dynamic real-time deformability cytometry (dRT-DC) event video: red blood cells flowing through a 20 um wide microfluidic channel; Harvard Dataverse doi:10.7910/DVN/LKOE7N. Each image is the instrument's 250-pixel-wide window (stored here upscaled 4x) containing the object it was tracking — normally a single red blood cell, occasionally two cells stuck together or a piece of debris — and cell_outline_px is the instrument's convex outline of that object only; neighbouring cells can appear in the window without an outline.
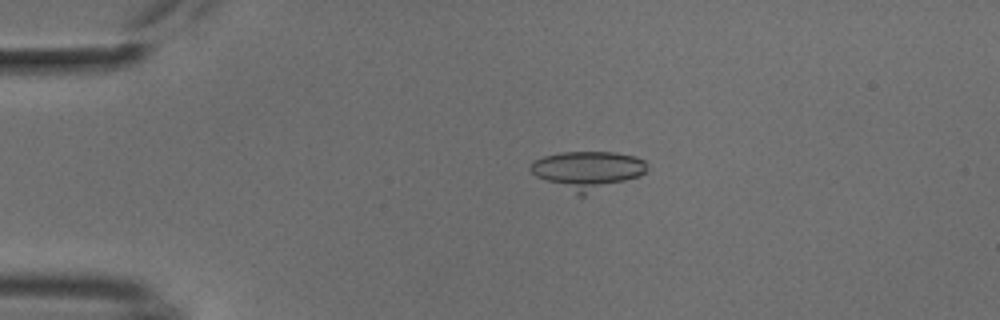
{"species": "common noctule bat (a hibernating species)", "species_latin": "Nyctalus noctula", "temperature_condition": "cold", "stored_images_in_passage": 40, "camera_frame_rate_fps": 3000, "um_per_image_px": 0.085, "animal": {"sex": "male", "body_mass_g": 18.8}, "frame": {"image": 1, "passage_image": 17, "time_ms": 5.333, "image_size_px": [1000, 320], "cell_outline_px": [[648, 168], [640, 176], [584, 196], [580, 196], [536, 176], [528, 168], [528, 164], [532, 160], [544, 156], [560, 152], [616, 152], [636, 156], [644, 160], [648, 164]], "centroid_in_image_um": [49.94, 14.46], "position_along_channel_um": 35.1, "area_um2": 26.18}}
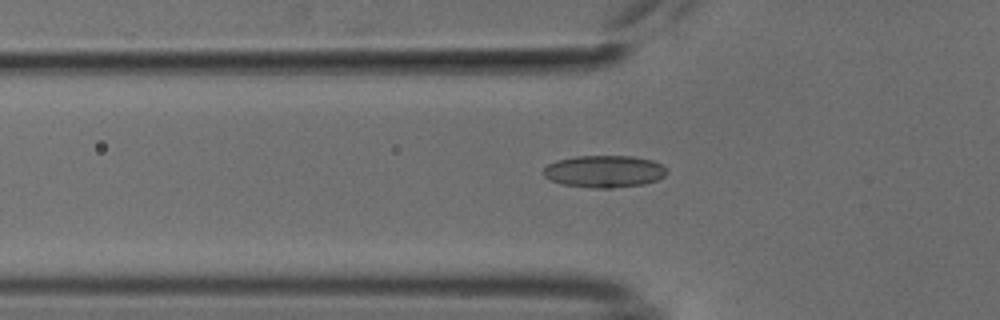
{"frame": {"image": 2, "passage_image": 25, "time_ms": 8.0, "image_size_px": [1000, 320], "cell_outline_px": [[668, 172], [664, 176], [656, 180], [644, 184], [612, 188], [592, 188], [564, 184], [552, 180], [544, 176], [544, 168], [548, 164], [556, 160], [576, 156], [632, 156], [652, 160], [668, 168]], "centroid_in_image_um": [51.39, 14.56], "position_along_channel_um": 74.4, "area_um2": 23.06}}
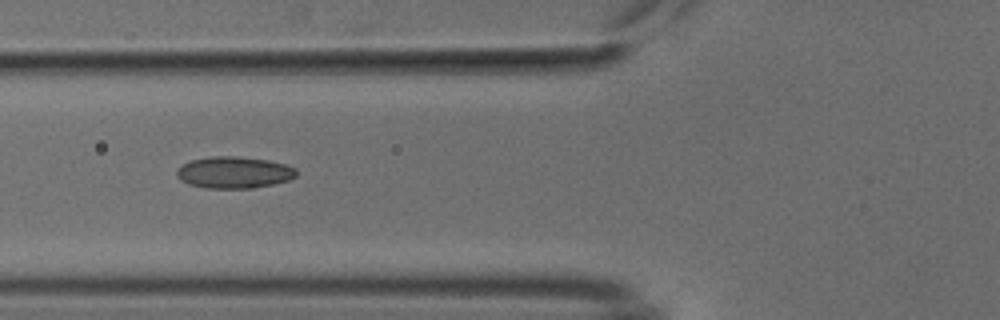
{"frame": {"image": 3, "passage_image": 28, "time_ms": 9.0, "image_size_px": [1000, 320], "cell_outline_px": [[296, 176], [288, 180], [272, 184], [252, 188], [208, 188], [192, 184], [176, 176], [176, 172], [184, 164], [192, 160], [212, 156], [236, 156], [268, 160], [284, 164], [296, 168]], "centroid_in_image_um": [19.93, 14.65], "position_along_channel_um": 105.9, "area_um2": 21.68}}